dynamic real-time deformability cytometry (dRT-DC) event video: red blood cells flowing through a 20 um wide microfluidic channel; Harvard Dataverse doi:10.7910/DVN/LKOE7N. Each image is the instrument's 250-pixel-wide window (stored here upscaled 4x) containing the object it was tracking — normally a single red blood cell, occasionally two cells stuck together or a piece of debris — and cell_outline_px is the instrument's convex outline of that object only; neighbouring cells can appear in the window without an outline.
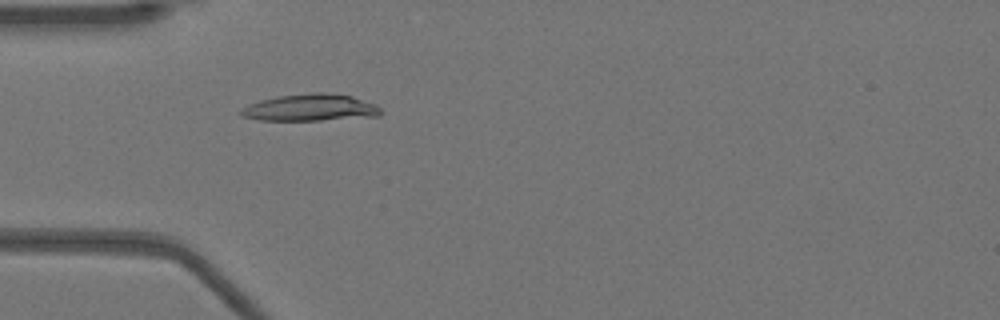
{"species": "Egyptian fruit bat (a non-hibernating species)", "species_latin": "Rousettus aegyptiacus", "temperature_condition": "warm", "stored_images_in_passage": 52, "camera_frame_rate_fps": 3000, "um_per_image_px": 0.085, "animal": {"sex": "female"}, "frame": {"image": 1, "passage_image": 16, "time_ms": 5.0, "image_size_px": [1000, 320], "cell_outline_px": [[380, 116], [320, 120], [260, 120], [240, 116], [236, 112], [240, 108], [248, 104], [260, 100], [276, 96], [316, 92], [324, 92], [352, 96], [376, 104], [380, 108]], "centroid_in_image_um": [26.32, 9.15], "position_along_channel_um": 58.7, "area_um2": 22.14}}
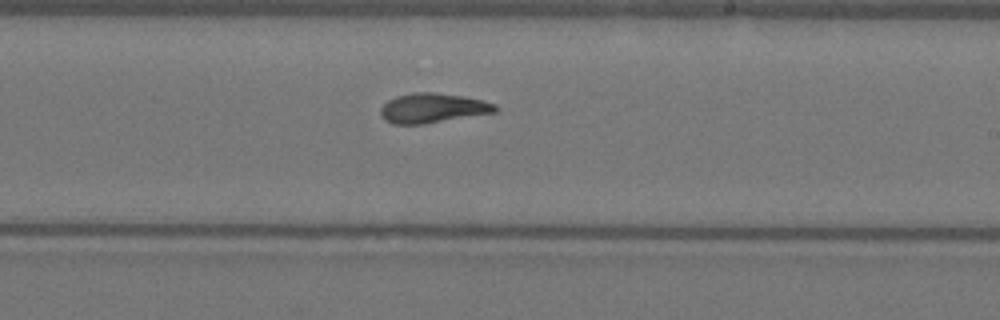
{"frame": {"image": 2, "passage_image": 31, "time_ms": 10.0, "image_size_px": [1000, 320], "cell_outline_px": [[500, 108], [496, 112], [424, 124], [392, 124], [384, 120], [380, 116], [380, 108], [388, 100], [396, 96], [412, 92], [432, 92], [464, 96], [496, 104]], "centroid_in_image_um": [36.76, 9.19], "position_along_channel_um": 252.2, "area_um2": 19.94}}
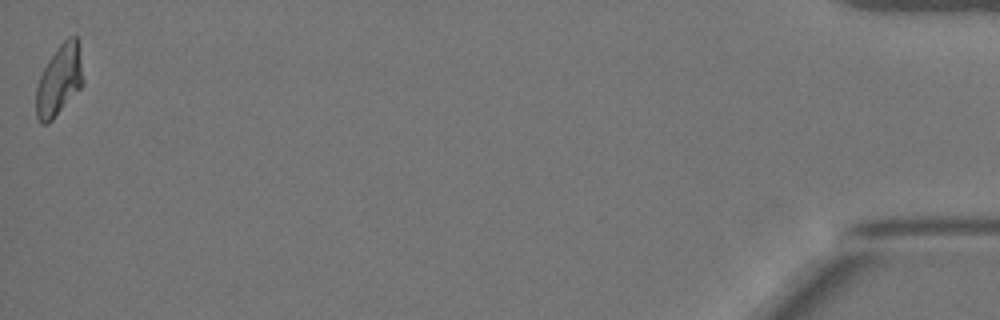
{"frame": {"image": 3, "passage_image": 52, "time_ms": 17.0, "image_size_px": [1000, 320], "cell_outline_px": [[84, 84], [52, 120], [48, 124], [40, 124], [36, 116], [36, 88], [40, 76], [48, 60], [56, 48], [68, 36], [76, 36], [84, 80]], "centroid_in_image_um": [5.02, 6.85], "position_along_channel_um": 430.2, "area_um2": 19.25}, "authors_computed_cell_mechanics": {"area_um2": 19.941, "velocity_mm_per_s": 3.9348, "shape_relaxation_time_tau1_ms": 6.5991, "shape_relaxation_time_tau2_ms": 2.3371, "deformation_change_tau1": 0.2311, "deformation_change_tau2": 0.0779}}